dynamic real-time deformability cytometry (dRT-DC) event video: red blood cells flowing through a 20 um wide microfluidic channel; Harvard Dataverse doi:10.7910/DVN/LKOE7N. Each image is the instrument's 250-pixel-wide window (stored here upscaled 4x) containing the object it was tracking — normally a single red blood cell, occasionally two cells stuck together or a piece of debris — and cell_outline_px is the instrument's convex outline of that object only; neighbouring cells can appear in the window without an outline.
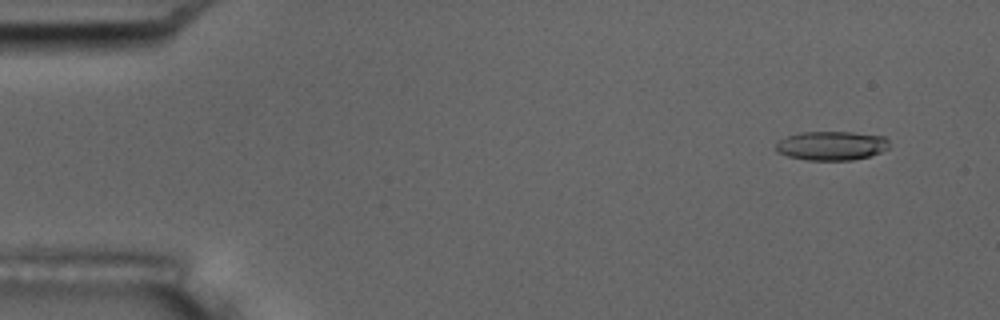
{"species": "common noctule bat (a hibernating species)", "species_latin": "Nyctalus noctula", "temperature_condition": "room temperature", "stored_images_in_passage": 5, "camera_frame_rate_fps": 3000, "um_per_image_px": 0.085, "animal": {"sex": "male", "body_mass_g": 17.5, "forearm_length_mm": 52.3}, "frame": {"image": 1, "passage_image": 2, "time_ms": 1.0, "image_size_px": [1000, 320], "cell_outline_px": [[888, 148], [880, 152], [868, 156], [852, 160], [808, 160], [788, 156], [776, 152], [776, 144], [780, 140], [788, 136], [800, 132], [852, 132], [884, 136], [888, 140]], "centroid_in_image_um": [70.67, 12.38], "position_along_channel_um": 14.3, "area_um2": 19.07}}
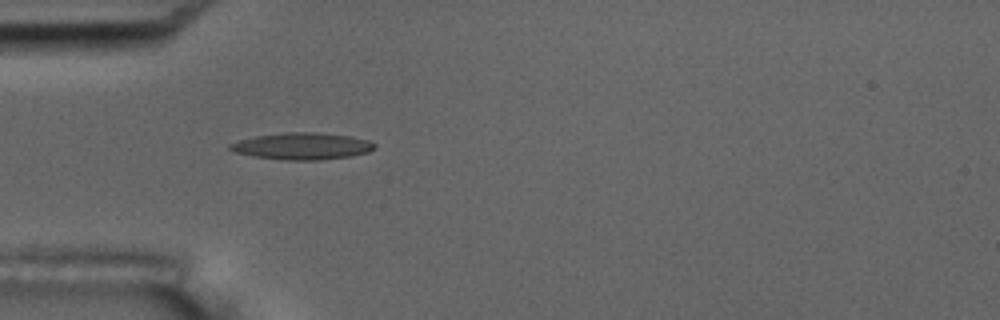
{"frame": {"image": 2, "passage_image": 5, "time_ms": 5.333, "image_size_px": [1000, 320], "cell_outline_px": [[376, 148], [368, 152], [352, 156], [320, 160], [284, 160], [252, 156], [236, 152], [228, 148], [228, 144], [240, 140], [256, 136], [284, 132], [316, 132], [352, 136], [368, 140], [376, 144]], "centroid_in_image_um": [25.71, 12.42], "position_along_channel_um": 59.3, "area_um2": 22.72}}